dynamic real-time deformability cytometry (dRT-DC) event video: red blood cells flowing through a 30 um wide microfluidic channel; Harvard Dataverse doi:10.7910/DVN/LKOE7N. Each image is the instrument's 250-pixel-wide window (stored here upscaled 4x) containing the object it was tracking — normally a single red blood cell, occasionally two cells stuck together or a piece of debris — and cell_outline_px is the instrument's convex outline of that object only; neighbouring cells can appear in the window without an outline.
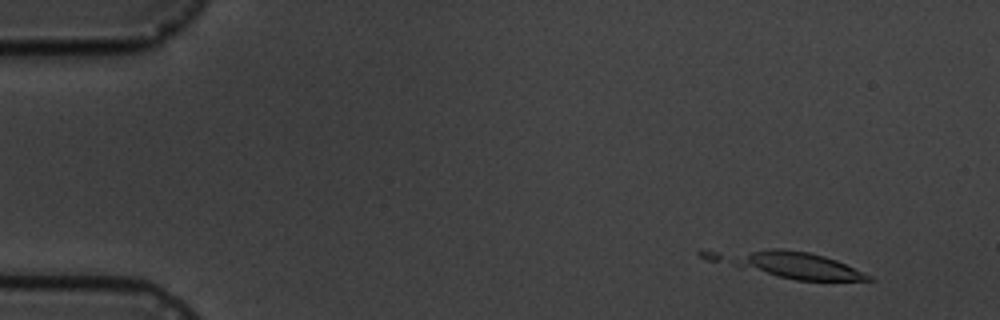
{"species": "common noctule bat (a hibernating species)", "species_latin": "Nyctalus noctula", "temperature_condition": "cold", "stored_images_in_passage": 11, "camera_frame_rate_fps": 3000, "um_per_image_px": 0.085, "animal": {"sex": "male", "body_mass_g": 19.5, "forearm_length_mm": 54.6}, "frame": {"image": 1, "passage_image": 2, "time_ms": 2.0, "image_size_px": [1000, 320], "cell_outline_px": [[876, 280], [796, 280], [740, 268], [704, 260], [696, 252], [772, 248], [780, 248], [808, 252], [824, 256], [836, 260], [872, 276]], "centroid_in_image_um": [66.89, 22.45], "position_along_channel_um": 18.1, "area_um2": 24.51}}
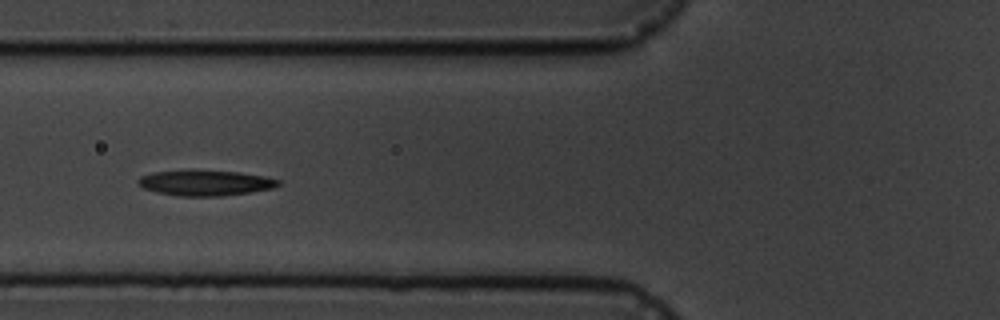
{"frame": {"image": 2, "passage_image": 7, "time_ms": 7.667, "image_size_px": [1000, 320], "cell_outline_px": [[280, 184], [272, 188], [248, 192], [220, 196], [180, 196], [156, 192], [144, 188], [136, 184], [136, 180], [140, 176], [152, 172], [240, 172], [264, 176], [280, 180]], "centroid_in_image_um": [17.42, 15.57], "position_along_channel_um": 108.4, "area_um2": 20.11}}
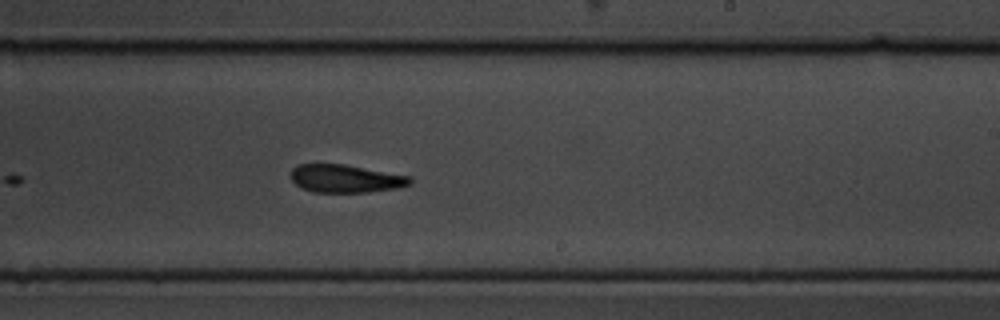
{"frame": {"image": 3, "passage_image": 11, "time_ms": 12.0, "image_size_px": [1000, 320], "cell_outline_px": [[412, 184], [396, 188], [368, 192], [312, 192], [296, 184], [288, 176], [292, 168], [296, 164], [344, 164], [412, 176]], "centroid_in_image_um": [29.37, 15.17], "position_along_channel_um": 259.6, "area_um2": 19.59}}